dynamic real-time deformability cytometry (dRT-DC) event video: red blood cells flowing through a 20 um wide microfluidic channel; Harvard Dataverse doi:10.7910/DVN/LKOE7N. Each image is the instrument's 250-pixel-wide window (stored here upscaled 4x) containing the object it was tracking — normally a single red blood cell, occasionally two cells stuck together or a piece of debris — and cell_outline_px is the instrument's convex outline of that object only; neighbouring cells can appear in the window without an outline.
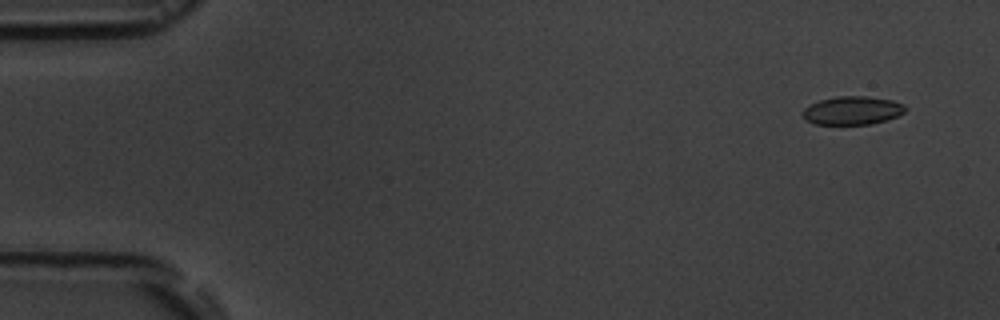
{"species": "common noctule bat (a hibernating species)", "species_latin": "Nyctalus noctula", "temperature_condition": "room temperature", "stored_images_in_passage": 3, "camera_frame_rate_fps": 3000, "um_per_image_px": 0.085, "animal": {"sex": "male", "body_mass_g": 19.5, "forearm_length_mm": 54.6}, "frame": {"image": 1, "passage_image": 1, "time_ms": 0.0, "image_size_px": [1000, 320], "cell_outline_px": [[904, 112], [896, 116], [872, 124], [816, 124], [804, 120], [804, 108], [820, 100], [836, 96], [868, 96], [892, 100], [904, 104]], "centroid_in_image_um": [72.44, 9.38], "position_along_channel_um": 12.6, "area_um2": 16.76}}